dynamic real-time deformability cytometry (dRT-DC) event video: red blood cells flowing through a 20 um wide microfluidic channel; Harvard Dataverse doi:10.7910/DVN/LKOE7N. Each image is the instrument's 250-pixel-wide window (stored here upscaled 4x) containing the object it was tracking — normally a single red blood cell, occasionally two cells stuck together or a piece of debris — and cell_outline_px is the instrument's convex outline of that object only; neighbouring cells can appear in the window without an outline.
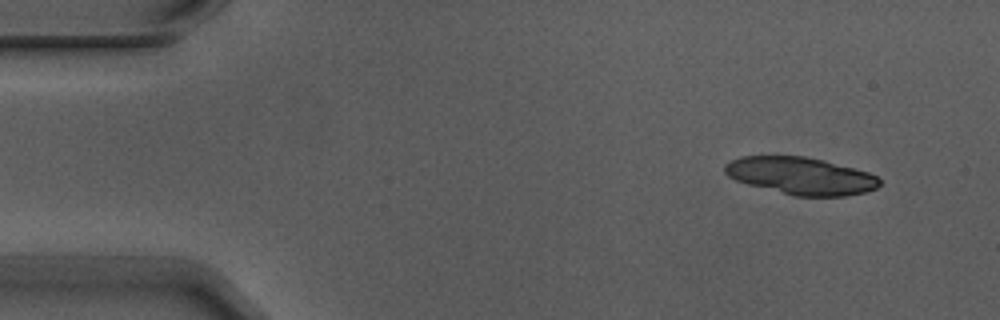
{"species": "Egyptian fruit bat (a non-hibernating species)", "species_latin": "Rousettus aegyptiacus", "temperature_condition": "warm", "stored_images_in_passage": 6, "camera_frame_rate_fps": 3000, "um_per_image_px": 0.085, "animal": {"sex": "male"}, "frame": {"image": 1, "passage_image": 1, "time_ms": 0.0, "image_size_px": [1000, 320], "cell_outline_px": [[880, 184], [876, 188], [864, 192], [848, 196], [796, 196], [748, 184], [736, 180], [728, 176], [724, 172], [724, 164], [740, 156], [804, 156], [824, 160], [868, 172], [876, 176], [880, 180]], "centroid_in_image_um": [68.06, 14.94], "position_along_channel_um": 16.9, "area_um2": 33.47}}